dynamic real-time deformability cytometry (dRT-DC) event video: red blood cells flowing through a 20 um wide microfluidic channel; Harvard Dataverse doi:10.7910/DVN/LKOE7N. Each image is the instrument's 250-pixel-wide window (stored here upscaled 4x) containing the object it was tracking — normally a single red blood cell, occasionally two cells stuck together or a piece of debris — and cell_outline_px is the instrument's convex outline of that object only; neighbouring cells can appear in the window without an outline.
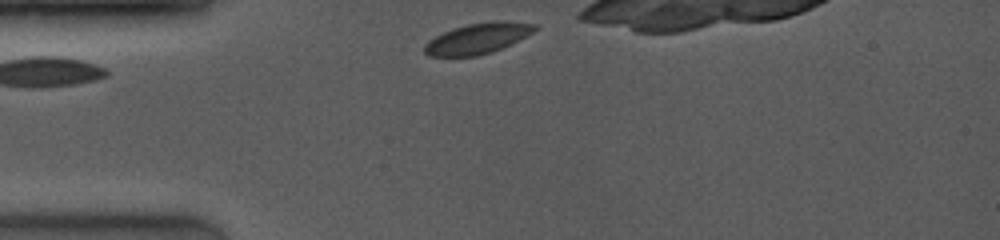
{"species": "common noctule bat (a hibernating species)", "species_latin": "Nyctalus noctula", "temperature_condition": "room temperature", "stored_images_in_passage": 4, "camera_frame_rate_fps": 4000, "um_per_image_px": 0.085, "animal": {"sex": "female", "body_mass_g": 19.0, "forearm_length_mm": 53.3}, "frame": {"image": 1, "passage_image": 1, "time_ms": 0.0, "image_size_px": [1000, 240], "cell_outline_px": [[536, 28], [532, 32], [492, 52], [476, 56], [428, 56], [424, 52], [424, 44], [428, 40], [452, 28], [468, 24], [496, 20], [504, 20], [536, 24]], "centroid_in_image_um": [40.55, 3.26], "position_along_channel_um": 44.5, "area_um2": 19.42}}
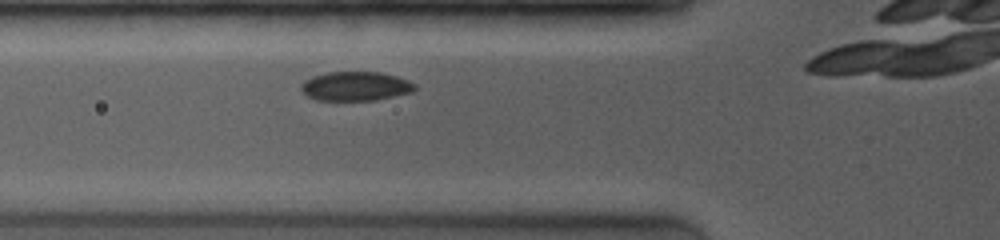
{"frame": {"image": 2, "passage_image": 3, "time_ms": 1.75, "image_size_px": [1000, 240], "cell_outline_px": [[416, 88], [412, 92], [376, 100], [316, 100], [308, 96], [300, 88], [300, 84], [304, 80], [312, 76], [328, 72], [380, 72], [396, 76], [408, 80], [416, 84]], "centroid_in_image_um": [30.22, 7.32], "position_along_channel_um": 95.6, "area_um2": 19.36}}